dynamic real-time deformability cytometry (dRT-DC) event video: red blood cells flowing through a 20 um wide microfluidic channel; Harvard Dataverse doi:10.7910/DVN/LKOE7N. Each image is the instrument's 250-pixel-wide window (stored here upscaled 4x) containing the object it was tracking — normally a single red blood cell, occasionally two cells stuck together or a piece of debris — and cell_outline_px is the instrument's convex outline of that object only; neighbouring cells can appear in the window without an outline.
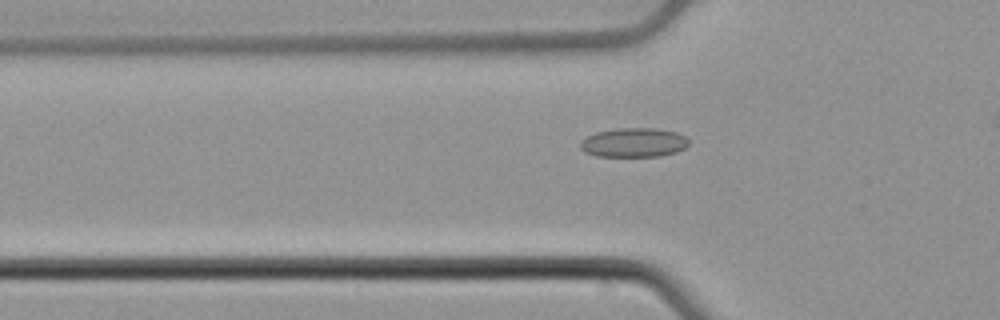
{"species": "common noctule bat (a hibernating species)", "species_latin": "Nyctalus noctula", "temperature_condition": "cold", "stored_images_in_passage": 39, "camera_frame_rate_fps": 3000, "um_per_image_px": 0.085, "animal": {"sex": "male", "body_mass_g": 21.5, "forearm_length_mm": 52.0}, "frame": {"image": 1, "passage_image": 13, "time_ms": 4.0, "image_size_px": [1000, 320], "cell_outline_px": [[688, 144], [684, 148], [676, 152], [660, 156], [596, 156], [584, 152], [580, 148], [580, 140], [596, 132], [616, 128], [656, 128], [676, 132], [684, 136], [688, 140]], "centroid_in_image_um": [53.84, 12.11], "position_along_channel_um": 72.0, "area_um2": 18.5}}
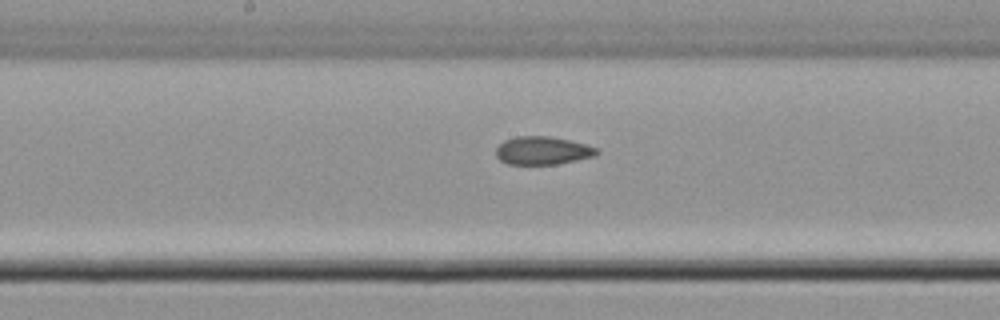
{"frame": {"image": 2, "passage_image": 23, "time_ms": 7.333, "image_size_px": [1000, 320], "cell_outline_px": [[600, 152], [596, 156], [556, 164], [508, 164], [500, 160], [496, 156], [496, 148], [504, 140], [516, 136], [548, 136], [588, 144], [600, 148]], "centroid_in_image_um": [46.16, 12.79], "position_along_channel_um": 202.0, "area_um2": 16.65}}
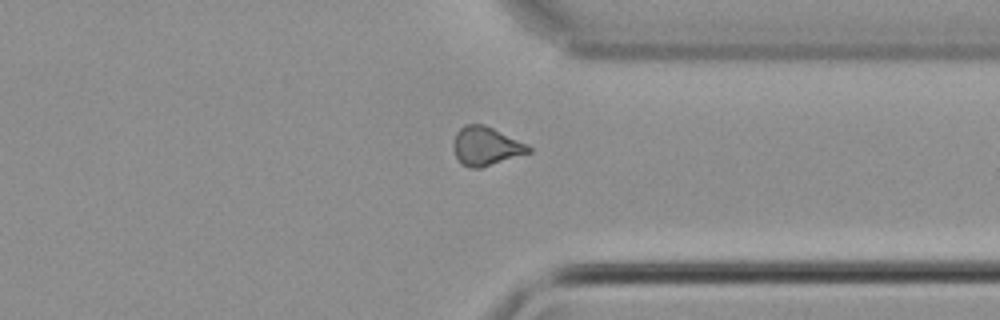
{"frame": {"image": 3, "passage_image": 36, "time_ms": 11.667, "image_size_px": [1000, 320], "cell_outline_px": [[532, 152], [480, 168], [472, 168], [460, 164], [452, 148], [452, 144], [456, 132], [464, 124], [484, 124], [528, 144], [532, 148]], "centroid_in_image_um": [41.29, 12.42], "position_along_channel_um": 370.1, "area_um2": 17.11}}